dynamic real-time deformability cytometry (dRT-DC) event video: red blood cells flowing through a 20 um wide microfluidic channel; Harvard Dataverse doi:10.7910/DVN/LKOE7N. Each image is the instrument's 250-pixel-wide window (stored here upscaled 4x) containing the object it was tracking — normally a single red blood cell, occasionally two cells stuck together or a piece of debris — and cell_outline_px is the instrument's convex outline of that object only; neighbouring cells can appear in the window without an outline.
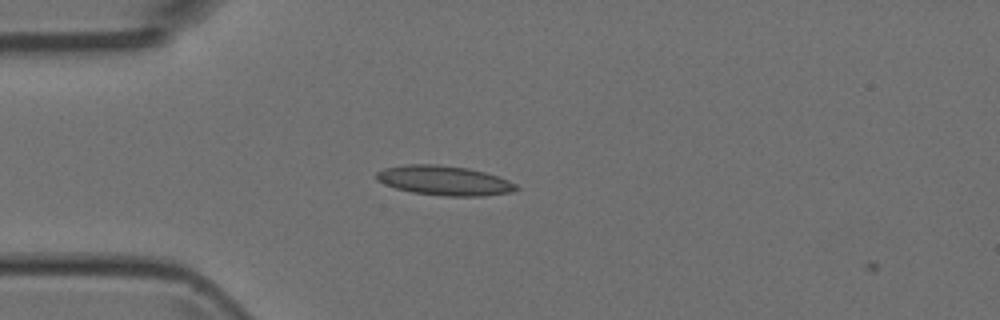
{"species": "Egyptian fruit bat (a non-hibernating species)", "species_latin": "Rousettus aegyptiacus", "temperature_condition": "room temperature", "stored_images_in_passage": 2, "camera_frame_rate_fps": 3000, "um_per_image_px": 0.085, "animal": {"sex": "female"}, "frame": {"image": 1, "passage_image": 1, "time_ms": 0.0, "image_size_px": [1000, 320], "cell_outline_px": [[520, 188], [512, 192], [480, 196], [444, 196], [412, 192], [396, 188], [384, 184], [376, 180], [376, 172], [384, 168], [408, 164], [436, 164], [468, 168], [484, 172], [508, 180], [516, 184]], "centroid_in_image_um": [37.74, 15.34], "position_along_channel_um": 47.3, "area_um2": 24.04}}